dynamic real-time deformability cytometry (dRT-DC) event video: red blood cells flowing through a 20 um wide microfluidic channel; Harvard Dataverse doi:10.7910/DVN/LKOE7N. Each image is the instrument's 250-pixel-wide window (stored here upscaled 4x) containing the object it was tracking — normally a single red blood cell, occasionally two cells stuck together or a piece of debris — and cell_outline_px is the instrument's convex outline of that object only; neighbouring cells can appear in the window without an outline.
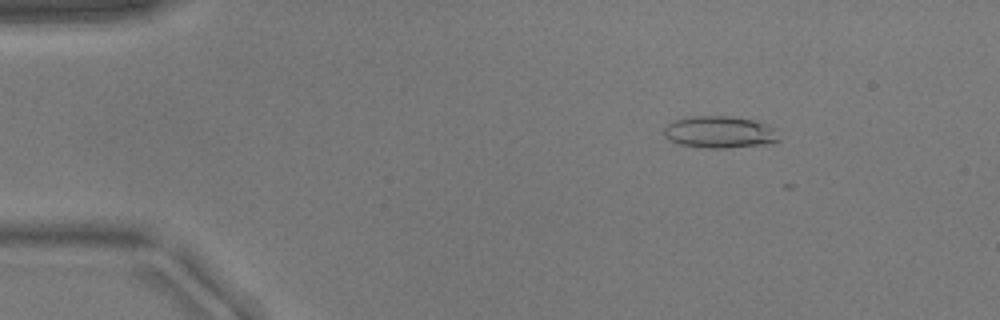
{"species": "common noctule bat (a hibernating species)", "species_latin": "Nyctalus noctula", "temperature_condition": "warm", "stored_images_in_passage": 4, "camera_frame_rate_fps": 3000, "um_per_image_px": 0.085, "animal": {"sex": "male", "body_mass_g": 17.9}, "frame": {"image": 1, "passage_image": 1, "time_ms": 0.0, "image_size_px": [1000, 320], "cell_outline_px": [[780, 140], [772, 144], [724, 148], [712, 148], [680, 144], [664, 136], [664, 128], [672, 120], [688, 116], [732, 116], [752, 120], [764, 124], [772, 128]], "centroid_in_image_um": [61.15, 11.22], "position_along_channel_um": 23.8, "area_um2": 21.27}}